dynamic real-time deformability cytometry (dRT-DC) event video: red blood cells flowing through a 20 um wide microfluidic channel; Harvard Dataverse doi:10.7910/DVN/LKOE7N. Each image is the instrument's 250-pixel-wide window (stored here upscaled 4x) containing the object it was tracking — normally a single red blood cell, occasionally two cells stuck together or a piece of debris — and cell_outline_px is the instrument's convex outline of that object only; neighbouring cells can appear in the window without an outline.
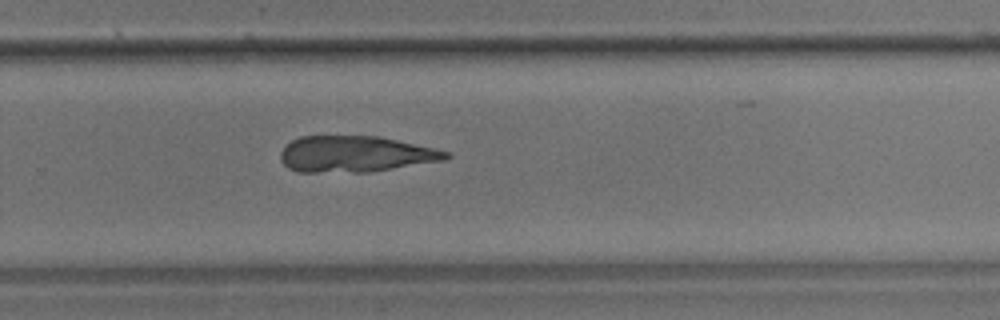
{"species": "common noctule bat (a hibernating species)", "species_latin": "Nyctalus noctula", "temperature_condition": "room temperature", "stored_images_in_passage": 53, "camera_frame_rate_fps": 3000, "um_per_image_px": 0.085, "animal": {"sex": "male", "body_mass_g": 17.9}, "frame": {"image": 1, "passage_image": 35, "time_ms": 11.333, "image_size_px": [1000, 320], "cell_outline_px": [[452, 156], [444, 160], [372, 172], [296, 172], [288, 168], [280, 160], [280, 152], [292, 140], [300, 136], [376, 136], [396, 140], [452, 152]], "centroid_in_image_um": [30.2, 13.11], "position_along_channel_um": 299.6, "area_um2": 34.91}}
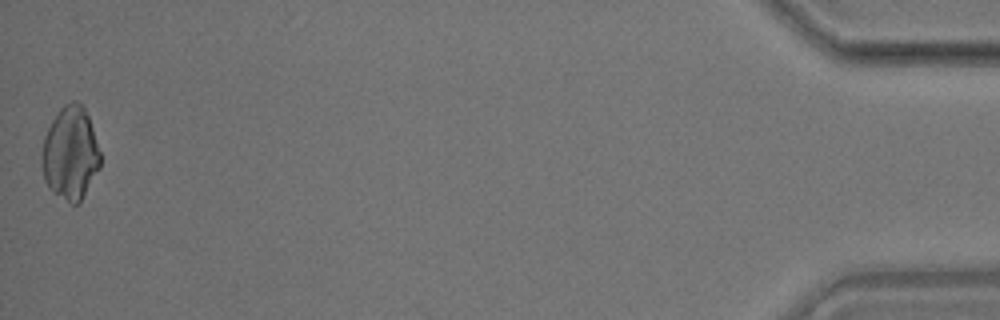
{"frame": {"image": 2, "passage_image": 53, "time_ms": 17.333, "image_size_px": [1000, 320], "cell_outline_px": [[100, 168], [80, 204], [72, 204], [52, 192], [48, 188], [44, 180], [40, 164], [40, 156], [44, 136], [52, 120], [60, 108], [64, 104], [72, 100], [76, 100], [84, 108], [88, 116], [100, 152]], "centroid_in_image_um": [5.96, 13.06], "position_along_channel_um": 429.2, "area_um2": 32.14}}